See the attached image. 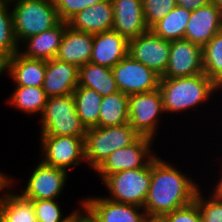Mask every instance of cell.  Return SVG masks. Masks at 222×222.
<instances>
[{"instance_id":"1","label":"cell","mask_w":222,"mask_h":222,"mask_svg":"<svg viewBox=\"0 0 222 222\" xmlns=\"http://www.w3.org/2000/svg\"><path fill=\"white\" fill-rule=\"evenodd\" d=\"M182 172L158 154L151 160V182L143 207L149 219H159L194 201L200 183Z\"/></svg>"},{"instance_id":"2","label":"cell","mask_w":222,"mask_h":222,"mask_svg":"<svg viewBox=\"0 0 222 222\" xmlns=\"http://www.w3.org/2000/svg\"><path fill=\"white\" fill-rule=\"evenodd\" d=\"M159 90L165 114H186L191 109L207 105L210 100H214L213 94L216 96L217 92H221L205 73L180 78H160Z\"/></svg>"},{"instance_id":"3","label":"cell","mask_w":222,"mask_h":222,"mask_svg":"<svg viewBox=\"0 0 222 222\" xmlns=\"http://www.w3.org/2000/svg\"><path fill=\"white\" fill-rule=\"evenodd\" d=\"M9 3L19 45L25 39L49 30L61 21L53 0H13Z\"/></svg>"},{"instance_id":"4","label":"cell","mask_w":222,"mask_h":222,"mask_svg":"<svg viewBox=\"0 0 222 222\" xmlns=\"http://www.w3.org/2000/svg\"><path fill=\"white\" fill-rule=\"evenodd\" d=\"M139 136L129 123L88 128L85 136L86 165L95 171L113 151L132 144Z\"/></svg>"},{"instance_id":"5","label":"cell","mask_w":222,"mask_h":222,"mask_svg":"<svg viewBox=\"0 0 222 222\" xmlns=\"http://www.w3.org/2000/svg\"><path fill=\"white\" fill-rule=\"evenodd\" d=\"M39 119L40 135L86 136L87 129L76 112L73 93L49 97Z\"/></svg>"},{"instance_id":"6","label":"cell","mask_w":222,"mask_h":222,"mask_svg":"<svg viewBox=\"0 0 222 222\" xmlns=\"http://www.w3.org/2000/svg\"><path fill=\"white\" fill-rule=\"evenodd\" d=\"M151 182V161L142 168L113 173L102 183L108 190L109 200L144 207Z\"/></svg>"},{"instance_id":"7","label":"cell","mask_w":222,"mask_h":222,"mask_svg":"<svg viewBox=\"0 0 222 222\" xmlns=\"http://www.w3.org/2000/svg\"><path fill=\"white\" fill-rule=\"evenodd\" d=\"M42 162L68 170L86 163L85 137L40 135Z\"/></svg>"},{"instance_id":"8","label":"cell","mask_w":222,"mask_h":222,"mask_svg":"<svg viewBox=\"0 0 222 222\" xmlns=\"http://www.w3.org/2000/svg\"><path fill=\"white\" fill-rule=\"evenodd\" d=\"M129 124L140 135L153 140L157 137L159 124L165 110L162 95L158 89L128 96Z\"/></svg>"},{"instance_id":"9","label":"cell","mask_w":222,"mask_h":222,"mask_svg":"<svg viewBox=\"0 0 222 222\" xmlns=\"http://www.w3.org/2000/svg\"><path fill=\"white\" fill-rule=\"evenodd\" d=\"M153 142L149 137L139 136L132 144L113 151L94 172L102 182L113 173L145 167L157 155Z\"/></svg>"},{"instance_id":"10","label":"cell","mask_w":222,"mask_h":222,"mask_svg":"<svg viewBox=\"0 0 222 222\" xmlns=\"http://www.w3.org/2000/svg\"><path fill=\"white\" fill-rule=\"evenodd\" d=\"M29 173L24 189L19 193L24 199L51 200L58 199L64 192L65 185L68 183V172L45 164L39 159Z\"/></svg>"},{"instance_id":"11","label":"cell","mask_w":222,"mask_h":222,"mask_svg":"<svg viewBox=\"0 0 222 222\" xmlns=\"http://www.w3.org/2000/svg\"><path fill=\"white\" fill-rule=\"evenodd\" d=\"M112 71L119 91L128 96L159 88L161 76L129 54L117 63Z\"/></svg>"},{"instance_id":"12","label":"cell","mask_w":222,"mask_h":222,"mask_svg":"<svg viewBox=\"0 0 222 222\" xmlns=\"http://www.w3.org/2000/svg\"><path fill=\"white\" fill-rule=\"evenodd\" d=\"M128 54L162 76L170 54V41L158 37L151 29L129 40Z\"/></svg>"},{"instance_id":"13","label":"cell","mask_w":222,"mask_h":222,"mask_svg":"<svg viewBox=\"0 0 222 222\" xmlns=\"http://www.w3.org/2000/svg\"><path fill=\"white\" fill-rule=\"evenodd\" d=\"M202 73L203 48L185 38L170 41L167 69L161 78H180Z\"/></svg>"},{"instance_id":"14","label":"cell","mask_w":222,"mask_h":222,"mask_svg":"<svg viewBox=\"0 0 222 222\" xmlns=\"http://www.w3.org/2000/svg\"><path fill=\"white\" fill-rule=\"evenodd\" d=\"M81 205L97 222H147L149 220L143 207L118 203L105 196H87Z\"/></svg>"},{"instance_id":"15","label":"cell","mask_w":222,"mask_h":222,"mask_svg":"<svg viewBox=\"0 0 222 222\" xmlns=\"http://www.w3.org/2000/svg\"><path fill=\"white\" fill-rule=\"evenodd\" d=\"M222 30V16L217 4L211 0L191 12L184 38L202 48Z\"/></svg>"},{"instance_id":"16","label":"cell","mask_w":222,"mask_h":222,"mask_svg":"<svg viewBox=\"0 0 222 222\" xmlns=\"http://www.w3.org/2000/svg\"><path fill=\"white\" fill-rule=\"evenodd\" d=\"M114 11L113 29L128 41L149 30L143 13L142 0H111Z\"/></svg>"},{"instance_id":"17","label":"cell","mask_w":222,"mask_h":222,"mask_svg":"<svg viewBox=\"0 0 222 222\" xmlns=\"http://www.w3.org/2000/svg\"><path fill=\"white\" fill-rule=\"evenodd\" d=\"M45 70L46 60L28 58L17 52L0 67V77L8 74L15 86L42 87Z\"/></svg>"},{"instance_id":"18","label":"cell","mask_w":222,"mask_h":222,"mask_svg":"<svg viewBox=\"0 0 222 222\" xmlns=\"http://www.w3.org/2000/svg\"><path fill=\"white\" fill-rule=\"evenodd\" d=\"M79 83V68L56 58L46 61L43 90L47 97L72 94Z\"/></svg>"},{"instance_id":"19","label":"cell","mask_w":222,"mask_h":222,"mask_svg":"<svg viewBox=\"0 0 222 222\" xmlns=\"http://www.w3.org/2000/svg\"><path fill=\"white\" fill-rule=\"evenodd\" d=\"M129 41L111 30L93 35L91 63L113 68L128 55Z\"/></svg>"},{"instance_id":"20","label":"cell","mask_w":222,"mask_h":222,"mask_svg":"<svg viewBox=\"0 0 222 222\" xmlns=\"http://www.w3.org/2000/svg\"><path fill=\"white\" fill-rule=\"evenodd\" d=\"M67 23L74 30L93 35L111 31L114 23V11L111 0H103L81 10Z\"/></svg>"},{"instance_id":"21","label":"cell","mask_w":222,"mask_h":222,"mask_svg":"<svg viewBox=\"0 0 222 222\" xmlns=\"http://www.w3.org/2000/svg\"><path fill=\"white\" fill-rule=\"evenodd\" d=\"M67 26V22L60 21L55 27L25 39L18 52L32 59L47 61L55 58Z\"/></svg>"},{"instance_id":"22","label":"cell","mask_w":222,"mask_h":222,"mask_svg":"<svg viewBox=\"0 0 222 222\" xmlns=\"http://www.w3.org/2000/svg\"><path fill=\"white\" fill-rule=\"evenodd\" d=\"M93 47V34L67 26L56 59L80 68L90 62Z\"/></svg>"},{"instance_id":"23","label":"cell","mask_w":222,"mask_h":222,"mask_svg":"<svg viewBox=\"0 0 222 222\" xmlns=\"http://www.w3.org/2000/svg\"><path fill=\"white\" fill-rule=\"evenodd\" d=\"M14 182L9 176V185L0 195V222H38L32 202L11 190L16 188Z\"/></svg>"},{"instance_id":"24","label":"cell","mask_w":222,"mask_h":222,"mask_svg":"<svg viewBox=\"0 0 222 222\" xmlns=\"http://www.w3.org/2000/svg\"><path fill=\"white\" fill-rule=\"evenodd\" d=\"M78 85L93 89L102 97L119 91L112 68L91 62L79 68Z\"/></svg>"},{"instance_id":"25","label":"cell","mask_w":222,"mask_h":222,"mask_svg":"<svg viewBox=\"0 0 222 222\" xmlns=\"http://www.w3.org/2000/svg\"><path fill=\"white\" fill-rule=\"evenodd\" d=\"M10 97L7 98V103L10 106L19 109L22 113L36 115L40 117L47 102V95L42 87L34 86H14Z\"/></svg>"},{"instance_id":"26","label":"cell","mask_w":222,"mask_h":222,"mask_svg":"<svg viewBox=\"0 0 222 222\" xmlns=\"http://www.w3.org/2000/svg\"><path fill=\"white\" fill-rule=\"evenodd\" d=\"M129 122L128 95L120 91L103 96L98 127H111Z\"/></svg>"},{"instance_id":"27","label":"cell","mask_w":222,"mask_h":222,"mask_svg":"<svg viewBox=\"0 0 222 222\" xmlns=\"http://www.w3.org/2000/svg\"><path fill=\"white\" fill-rule=\"evenodd\" d=\"M73 95L76 112L85 128L98 127L102 96L93 89L79 85Z\"/></svg>"},{"instance_id":"28","label":"cell","mask_w":222,"mask_h":222,"mask_svg":"<svg viewBox=\"0 0 222 222\" xmlns=\"http://www.w3.org/2000/svg\"><path fill=\"white\" fill-rule=\"evenodd\" d=\"M191 12L176 5L164 18L157 22L151 30L164 40L183 39Z\"/></svg>"},{"instance_id":"29","label":"cell","mask_w":222,"mask_h":222,"mask_svg":"<svg viewBox=\"0 0 222 222\" xmlns=\"http://www.w3.org/2000/svg\"><path fill=\"white\" fill-rule=\"evenodd\" d=\"M18 51L10 3L0 0V67Z\"/></svg>"},{"instance_id":"30","label":"cell","mask_w":222,"mask_h":222,"mask_svg":"<svg viewBox=\"0 0 222 222\" xmlns=\"http://www.w3.org/2000/svg\"><path fill=\"white\" fill-rule=\"evenodd\" d=\"M203 66L204 73L222 89V30L203 47Z\"/></svg>"},{"instance_id":"31","label":"cell","mask_w":222,"mask_h":222,"mask_svg":"<svg viewBox=\"0 0 222 222\" xmlns=\"http://www.w3.org/2000/svg\"><path fill=\"white\" fill-rule=\"evenodd\" d=\"M31 202L38 222H64L76 210L74 208L70 214L64 216L58 199L33 200Z\"/></svg>"},{"instance_id":"32","label":"cell","mask_w":222,"mask_h":222,"mask_svg":"<svg viewBox=\"0 0 222 222\" xmlns=\"http://www.w3.org/2000/svg\"><path fill=\"white\" fill-rule=\"evenodd\" d=\"M200 187L194 201L197 203L203 222H222V201L213 195L205 197Z\"/></svg>"},{"instance_id":"33","label":"cell","mask_w":222,"mask_h":222,"mask_svg":"<svg viewBox=\"0 0 222 222\" xmlns=\"http://www.w3.org/2000/svg\"><path fill=\"white\" fill-rule=\"evenodd\" d=\"M146 25L151 29L164 18L176 5V0H142Z\"/></svg>"},{"instance_id":"34","label":"cell","mask_w":222,"mask_h":222,"mask_svg":"<svg viewBox=\"0 0 222 222\" xmlns=\"http://www.w3.org/2000/svg\"><path fill=\"white\" fill-rule=\"evenodd\" d=\"M59 19L68 22L81 10L91 7L103 0H53Z\"/></svg>"},{"instance_id":"35","label":"cell","mask_w":222,"mask_h":222,"mask_svg":"<svg viewBox=\"0 0 222 222\" xmlns=\"http://www.w3.org/2000/svg\"><path fill=\"white\" fill-rule=\"evenodd\" d=\"M161 222H203L195 201L184 207L175 209L159 218Z\"/></svg>"},{"instance_id":"36","label":"cell","mask_w":222,"mask_h":222,"mask_svg":"<svg viewBox=\"0 0 222 222\" xmlns=\"http://www.w3.org/2000/svg\"><path fill=\"white\" fill-rule=\"evenodd\" d=\"M211 0H176L177 5L192 12L202 6H205Z\"/></svg>"},{"instance_id":"37","label":"cell","mask_w":222,"mask_h":222,"mask_svg":"<svg viewBox=\"0 0 222 222\" xmlns=\"http://www.w3.org/2000/svg\"><path fill=\"white\" fill-rule=\"evenodd\" d=\"M80 207H77V222H97L93 216L81 205V200H79Z\"/></svg>"},{"instance_id":"38","label":"cell","mask_w":222,"mask_h":222,"mask_svg":"<svg viewBox=\"0 0 222 222\" xmlns=\"http://www.w3.org/2000/svg\"><path fill=\"white\" fill-rule=\"evenodd\" d=\"M221 169H222V166H221ZM222 172V170H219V172ZM218 181L215 183L216 185H214V188L209 191V193L211 195H213L215 198H217L218 200H221L222 201V173L220 176H218Z\"/></svg>"},{"instance_id":"39","label":"cell","mask_w":222,"mask_h":222,"mask_svg":"<svg viewBox=\"0 0 222 222\" xmlns=\"http://www.w3.org/2000/svg\"><path fill=\"white\" fill-rule=\"evenodd\" d=\"M9 185V176L0 170V195L4 189Z\"/></svg>"},{"instance_id":"40","label":"cell","mask_w":222,"mask_h":222,"mask_svg":"<svg viewBox=\"0 0 222 222\" xmlns=\"http://www.w3.org/2000/svg\"><path fill=\"white\" fill-rule=\"evenodd\" d=\"M64 222H77V208L76 210L70 215V217L65 220Z\"/></svg>"},{"instance_id":"41","label":"cell","mask_w":222,"mask_h":222,"mask_svg":"<svg viewBox=\"0 0 222 222\" xmlns=\"http://www.w3.org/2000/svg\"><path fill=\"white\" fill-rule=\"evenodd\" d=\"M213 1L217 4V7L219 8L222 16V0H213Z\"/></svg>"},{"instance_id":"42","label":"cell","mask_w":222,"mask_h":222,"mask_svg":"<svg viewBox=\"0 0 222 222\" xmlns=\"http://www.w3.org/2000/svg\"><path fill=\"white\" fill-rule=\"evenodd\" d=\"M147 222H161L159 219H149Z\"/></svg>"}]
</instances>
